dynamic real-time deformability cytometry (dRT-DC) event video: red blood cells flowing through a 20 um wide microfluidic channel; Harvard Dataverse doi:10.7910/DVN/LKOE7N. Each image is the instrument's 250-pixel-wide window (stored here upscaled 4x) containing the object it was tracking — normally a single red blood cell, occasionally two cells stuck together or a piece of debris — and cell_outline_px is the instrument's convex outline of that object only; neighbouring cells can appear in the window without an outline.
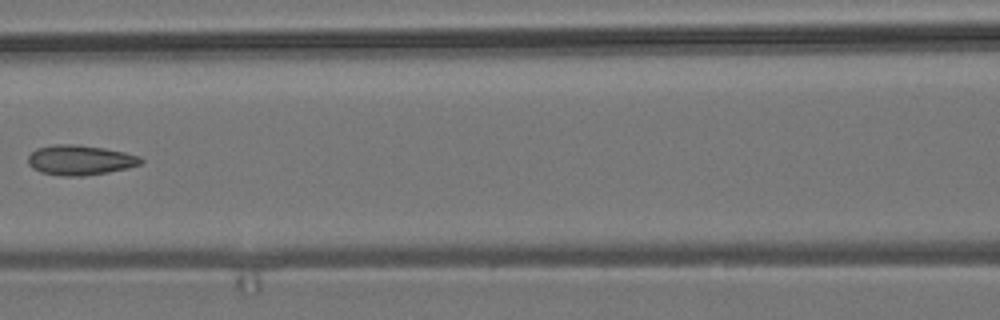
{"species": "common noctule bat (a hibernating species)", "species_latin": "Nyctalus noctula", "temperature_condition": "room temperature", "stored_images_in_passage": 8, "camera_frame_rate_fps": 3000, "um_per_image_px": 0.085, "animal": {"sex": "male", "body_mass_g": 19.2, "forearm_length_mm": 51.8}, "frame": {"image": 1, "passage_image": 7, "time_ms": 2.0, "image_size_px": [1000, 320], "cell_outline_px": [[144, 160], [140, 164], [128, 168], [108, 172], [84, 176], [64, 176], [40, 172], [32, 168], [28, 164], [28, 156], [36, 148], [56, 144], [76, 144], [104, 148], [124, 152], [140, 156]], "centroid_in_image_um": [6.8, 13.6], "position_along_channel_um": 159.8, "area_um2": 19.77}}
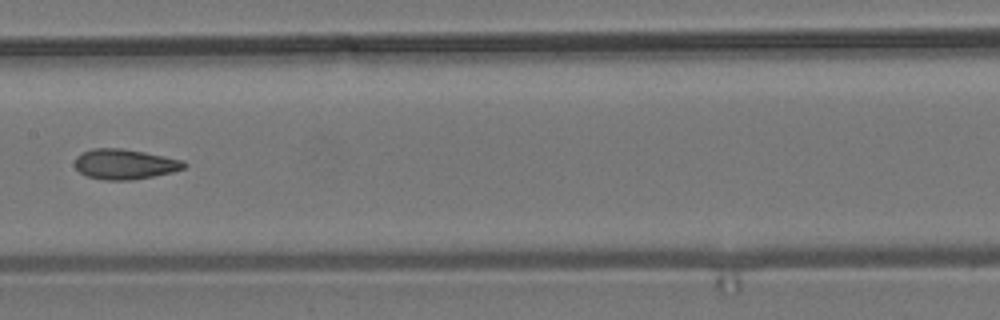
{"frame": {"image": 2, "passage_image": 8, "time_ms": 2.333, "image_size_px": [1000, 320], "cell_outline_px": [[188, 164], [184, 168], [172, 172], [132, 180], [104, 180], [88, 176], [80, 172], [76, 168], [76, 156], [92, 148], [120, 148], [144, 152], [184, 160]], "centroid_in_image_um": [10.63, 13.95], "position_along_channel_um": 196.8, "area_um2": 19.07}}